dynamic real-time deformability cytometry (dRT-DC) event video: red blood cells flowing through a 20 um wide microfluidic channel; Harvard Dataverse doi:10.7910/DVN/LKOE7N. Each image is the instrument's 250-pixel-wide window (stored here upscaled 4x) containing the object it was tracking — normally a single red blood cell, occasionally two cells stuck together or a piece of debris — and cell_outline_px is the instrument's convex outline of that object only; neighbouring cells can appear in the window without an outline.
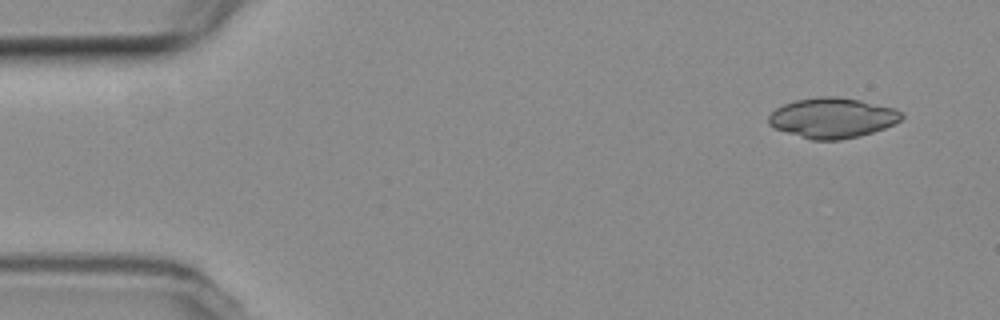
{"species": "common noctule bat (a hibernating species)", "species_latin": "Nyctalus noctula", "temperature_condition": "room temperature", "stored_images_in_passage": 4, "camera_frame_rate_fps": 3000, "um_per_image_px": 0.085, "animal": {"sex": "female", "body_mass_g": 19.3, "forearm_length_mm": 54.1}, "frame": {"image": 1, "passage_image": 1, "time_ms": 0.0, "image_size_px": [1000, 320], "cell_outline_px": [[904, 116], [900, 120], [884, 128], [872, 132], [840, 140], [812, 140], [776, 128], [768, 124], [768, 116], [776, 108], [784, 104], [796, 100], [820, 96], [836, 96], [860, 100], [892, 108], [900, 112]], "centroid_in_image_um": [70.73, 10.01], "position_along_channel_um": 14.3, "area_um2": 30.69}}